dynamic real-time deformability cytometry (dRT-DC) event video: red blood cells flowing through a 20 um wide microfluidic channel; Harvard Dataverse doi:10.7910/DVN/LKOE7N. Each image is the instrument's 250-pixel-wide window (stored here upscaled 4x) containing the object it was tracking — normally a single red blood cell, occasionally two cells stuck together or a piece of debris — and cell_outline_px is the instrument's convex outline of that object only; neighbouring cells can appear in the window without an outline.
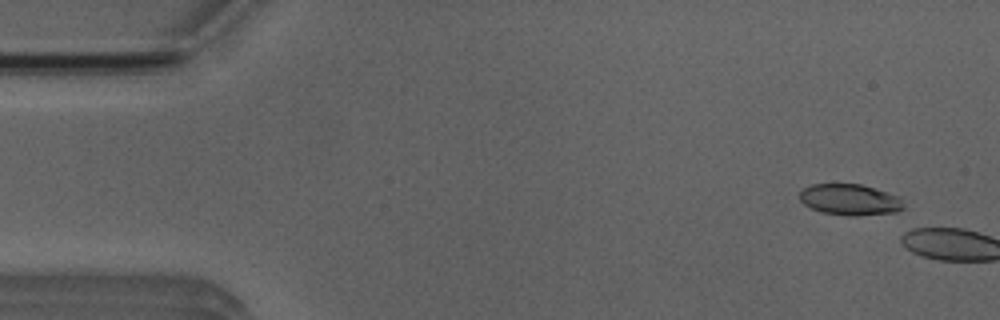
{"species": "Egyptian fruit bat (a non-hibernating species)", "species_latin": "Rousettus aegyptiacus", "temperature_condition": "room temperature", "stored_images_in_passage": 13, "camera_frame_rate_fps": 3000, "um_per_image_px": 0.085, "animal": {"sex": "male"}, "frame": {"image": 1, "passage_image": 4, "time_ms": 1.0, "image_size_px": [1000, 320], "cell_outline_px": [[904, 208], [896, 212], [856, 216], [848, 216], [820, 212], [804, 204], [800, 200], [800, 192], [804, 188], [812, 184], [860, 184], [888, 192], [900, 196], [904, 204]], "centroid_in_image_um": [72.27, 16.98], "position_along_channel_um": 12.7, "area_um2": 18.96}}